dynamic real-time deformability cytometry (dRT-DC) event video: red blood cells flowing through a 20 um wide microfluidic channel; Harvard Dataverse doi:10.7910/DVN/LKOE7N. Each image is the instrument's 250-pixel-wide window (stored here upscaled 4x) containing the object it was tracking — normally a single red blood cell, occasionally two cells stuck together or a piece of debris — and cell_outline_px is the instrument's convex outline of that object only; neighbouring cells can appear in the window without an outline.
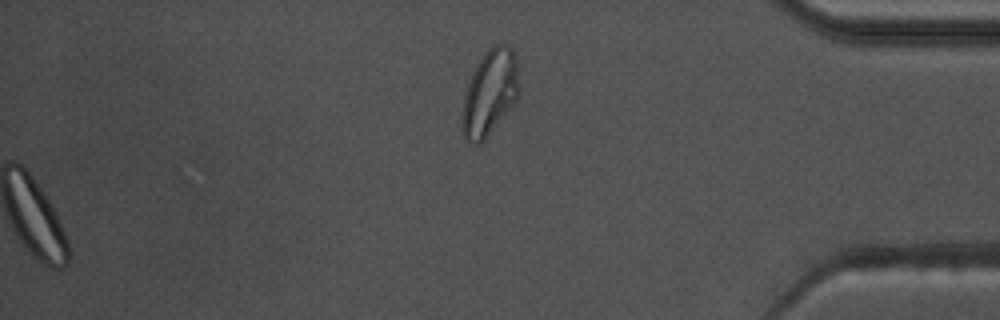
{"species": "common noctule bat (a hibernating species)", "species_latin": "Nyctalus noctula", "temperature_condition": "warm", "stored_images_in_passage": 56, "segment_of_instrument_passage": [2, 2], "camera_frame_rate_fps": 3000, "um_per_image_px": 0.085, "animal": {"sex": "male", "body_mass_g": 17.5, "forearm_length_mm": 52.3}, "frame": {"image": 1, "passage_image": 56, "time_ms": 18.333, "image_size_px": [1000, 320], "cell_outline_px": [[520, 92], [516, 100], [484, 140], [480, 144], [468, 144], [464, 140], [464, 96], [472, 72], [476, 64], [484, 52], [492, 44], [508, 44], [516, 52], [520, 88]], "centroid_in_image_um": [41.68, 7.81], "position_along_channel_um": 393.5, "area_um2": 28.38}}